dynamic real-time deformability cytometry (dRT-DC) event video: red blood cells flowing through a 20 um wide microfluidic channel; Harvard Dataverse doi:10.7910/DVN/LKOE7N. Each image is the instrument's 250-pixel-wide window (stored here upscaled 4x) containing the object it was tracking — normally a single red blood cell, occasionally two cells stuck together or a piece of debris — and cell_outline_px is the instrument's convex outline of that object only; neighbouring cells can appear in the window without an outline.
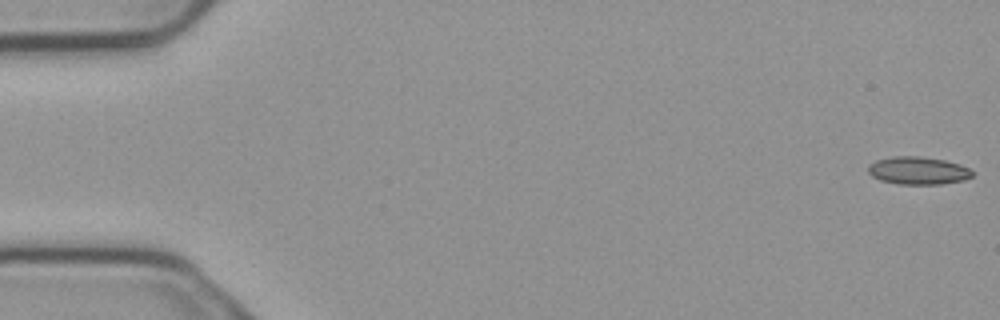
{"species": "common noctule bat (a hibernating species)", "species_latin": "Nyctalus noctula", "temperature_condition": "cold", "stored_images_in_passage": 3, "camera_frame_rate_fps": 3000, "um_per_image_px": 0.085, "animal": {"sex": "male", "body_mass_g": 23.1, "forearm_length_mm": 52.7}, "frame": {"image": 1, "passage_image": 1, "time_ms": 0.0, "image_size_px": [1000, 320], "cell_outline_px": [[972, 176], [964, 180], [940, 184], [896, 184], [880, 180], [872, 176], [868, 172], [868, 164], [876, 160], [892, 156], [920, 156], [944, 160], [960, 164], [968, 168], [972, 172]], "centroid_in_image_um": [78.0, 14.5], "position_along_channel_um": 7.0, "area_um2": 16.88}}
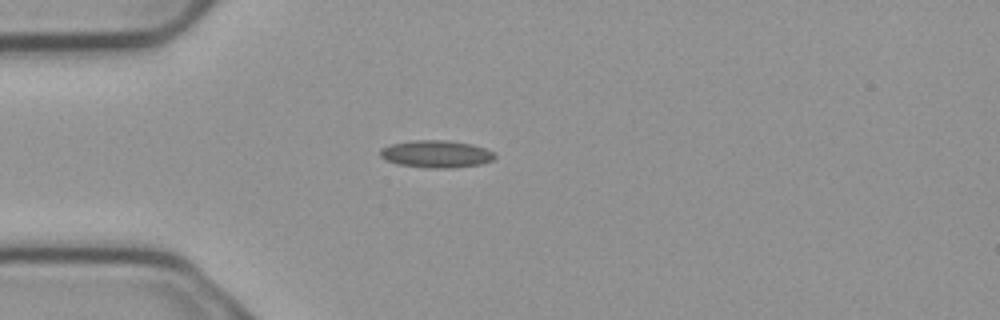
{"frame": {"image": 2, "passage_image": 3, "time_ms": 0.667, "image_size_px": [1000, 320], "cell_outline_px": [[496, 156], [492, 160], [480, 164], [452, 168], [424, 168], [396, 164], [384, 160], [380, 156], [380, 148], [392, 144], [412, 140], [448, 140], [472, 144], [484, 148], [492, 152]], "centroid_in_image_um": [37.03, 13.09], "position_along_channel_um": 48.0, "area_um2": 18.38}}